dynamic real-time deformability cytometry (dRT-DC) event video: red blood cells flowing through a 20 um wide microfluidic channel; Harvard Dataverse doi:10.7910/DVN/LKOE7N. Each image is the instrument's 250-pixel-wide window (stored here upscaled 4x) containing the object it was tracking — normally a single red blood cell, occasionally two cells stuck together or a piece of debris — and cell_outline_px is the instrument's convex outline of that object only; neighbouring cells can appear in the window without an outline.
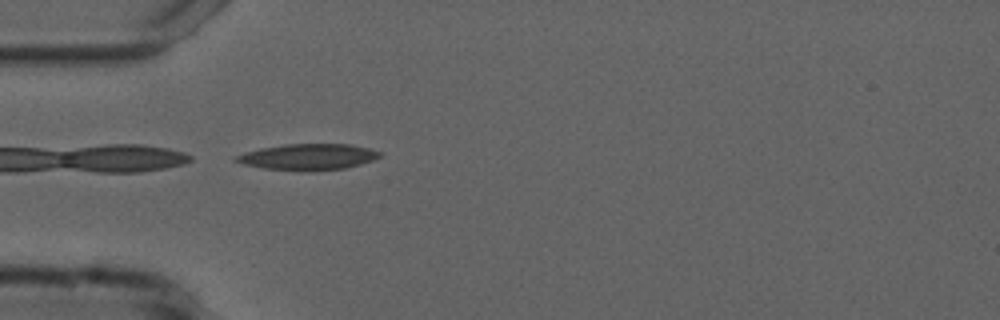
{"species": "common noctule bat (a hibernating species)", "species_latin": "Nyctalus noctula", "temperature_condition": "cold", "stored_images_in_passage": 39, "camera_frame_rate_fps": 3000, "um_per_image_px": 0.085, "animal": {"sex": "male", "forearm_length_mm": 52.5}, "frame": {"image": 1, "passage_image": 1, "time_ms": 0.0, "image_size_px": [1000, 320], "cell_outline_px": [[384, 152], [380, 156], [372, 160], [360, 164], [344, 168], [264, 168], [244, 164], [232, 160], [236, 156], [244, 152], [260, 148], [284, 144], [352, 144]], "centroid_in_image_um": [26.2, 13.28], "position_along_channel_um": 58.8, "area_um2": 20.87}}
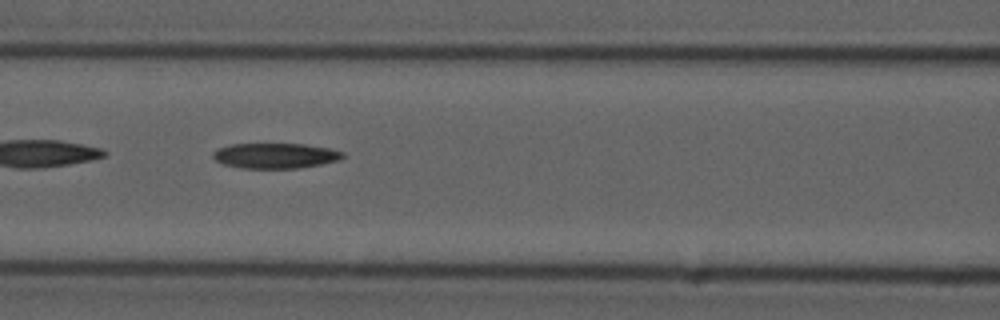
{"frame": {"image": 2, "passage_image": 8, "time_ms": 2.333, "image_size_px": [1000, 320], "cell_outline_px": [[344, 156], [340, 160], [320, 164], [296, 168], [240, 168], [220, 164], [212, 156], [212, 152], [220, 148], [232, 144], [304, 144], [328, 148], [344, 152]], "centroid_in_image_um": [23.38, 13.24], "position_along_channel_um": 143.2, "area_um2": 19.07}}
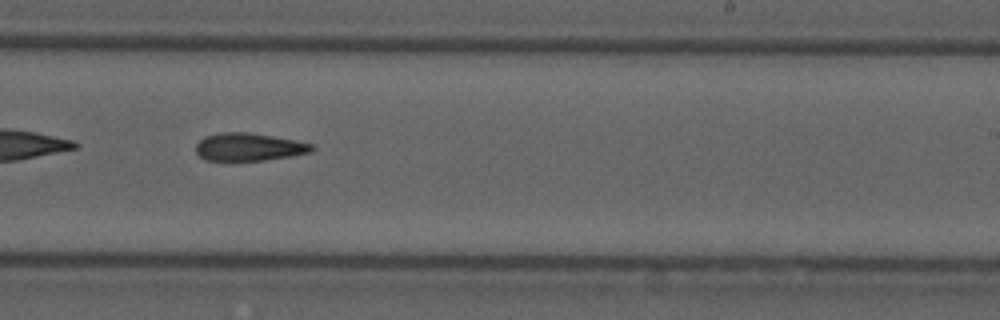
{"frame": {"image": 3, "passage_image": 18, "time_ms": 5.667, "image_size_px": [1000, 320], "cell_outline_px": [[316, 148], [312, 152], [292, 156], [264, 160], [204, 160], [196, 152], [196, 144], [204, 136], [224, 132], [248, 132], [296, 140], [316, 144]], "centroid_in_image_um": [21.21, 12.49], "position_along_channel_um": 267.8, "area_um2": 18.9}}